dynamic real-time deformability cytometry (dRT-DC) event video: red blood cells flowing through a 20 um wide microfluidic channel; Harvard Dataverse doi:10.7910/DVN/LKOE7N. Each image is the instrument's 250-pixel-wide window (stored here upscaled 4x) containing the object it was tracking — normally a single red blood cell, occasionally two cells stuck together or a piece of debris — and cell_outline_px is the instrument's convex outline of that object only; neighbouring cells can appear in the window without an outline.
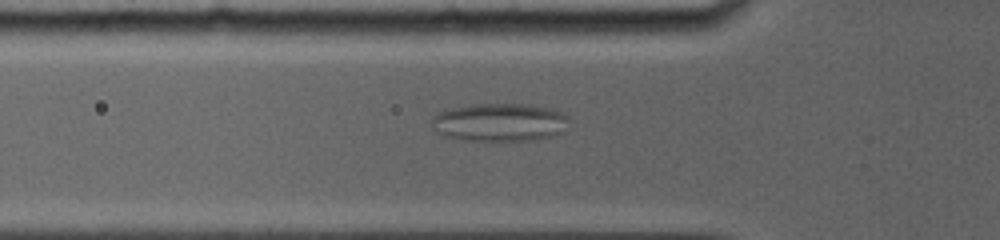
{"species": "common noctule bat (a hibernating species)", "species_latin": "Nyctalus noctula", "temperature_condition": "room temperature", "stored_images_in_passage": 78, "camera_frame_rate_fps": 5000, "um_per_image_px": 0.085, "animal": {"sex": "female", "body_mass_g": 19.0, "forearm_length_mm": 56.7}, "frame": {"image": 1, "passage_image": 18, "time_ms": 4.0, "image_size_px": [1000, 240], "cell_outline_px": [[568, 116], [564, 132], [548, 136], [528, 140], [464, 140], [444, 136], [436, 132], [432, 128], [432, 116], [440, 112], [452, 108], [472, 104], [528, 104], [552, 108], [564, 112]], "centroid_in_image_um": [42.46, 10.38], "position_along_channel_um": 83.3, "area_um2": 30.46}}
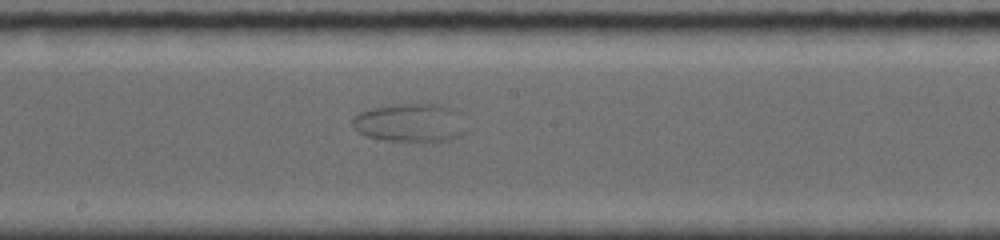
{"frame": {"image": 2, "passage_image": 38, "time_ms": 7.6, "image_size_px": [1000, 240], "cell_outline_px": [[452, 136], [444, 140], [388, 140], [368, 136], [360, 132], [352, 124], [352, 116], [360, 112], [392, 104], [440, 104], [452, 108]], "centroid_in_image_um": [34.53, 10.39], "position_along_channel_um": 213.7, "area_um2": 22.89}}
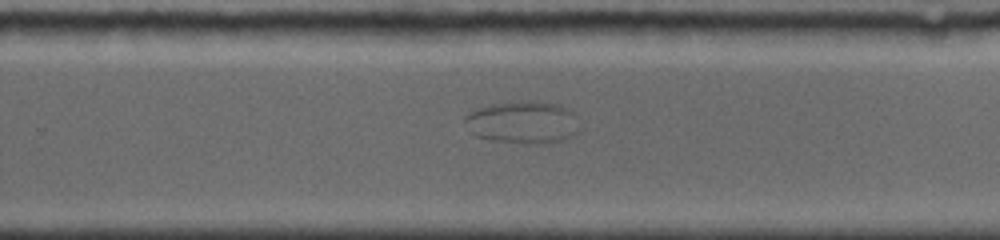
{"frame": {"image": 3, "passage_image": 45, "time_ms": 9.6, "image_size_px": [1000, 240], "cell_outline_px": [[580, 132], [560, 140], [496, 140], [480, 136], [472, 132], [464, 120], [464, 116], [468, 112], [476, 108], [492, 104], [560, 104], [568, 108], [572, 112]], "centroid_in_image_um": [44.41, 10.37], "position_along_channel_um": 285.4, "area_um2": 26.01}}